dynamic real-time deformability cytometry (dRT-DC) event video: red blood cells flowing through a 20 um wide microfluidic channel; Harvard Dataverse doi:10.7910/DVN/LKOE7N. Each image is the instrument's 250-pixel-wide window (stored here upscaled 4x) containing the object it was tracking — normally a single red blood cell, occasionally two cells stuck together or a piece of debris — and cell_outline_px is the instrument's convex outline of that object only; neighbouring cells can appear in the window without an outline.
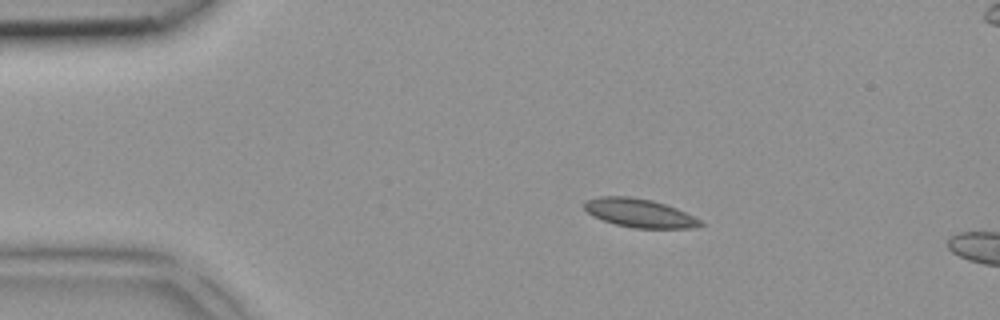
{"species": "common noctule bat (a hibernating species)", "species_latin": "Nyctalus noctula", "temperature_condition": "room temperature", "stored_images_in_passage": 4, "camera_frame_rate_fps": 3000, "um_per_image_px": 0.085, "animal": {"sex": "female", "body_mass_g": 18.4}, "frame": {"image": 1, "passage_image": 2, "time_ms": 0.333, "image_size_px": [1000, 320], "cell_outline_px": [[704, 224], [692, 228], [636, 228], [616, 224], [592, 216], [584, 208], [584, 200], [600, 196], [628, 196], [652, 200], [676, 208], [700, 220]], "centroid_in_image_um": [54.31, 18.1], "position_along_channel_um": 30.7, "area_um2": 19.13}}